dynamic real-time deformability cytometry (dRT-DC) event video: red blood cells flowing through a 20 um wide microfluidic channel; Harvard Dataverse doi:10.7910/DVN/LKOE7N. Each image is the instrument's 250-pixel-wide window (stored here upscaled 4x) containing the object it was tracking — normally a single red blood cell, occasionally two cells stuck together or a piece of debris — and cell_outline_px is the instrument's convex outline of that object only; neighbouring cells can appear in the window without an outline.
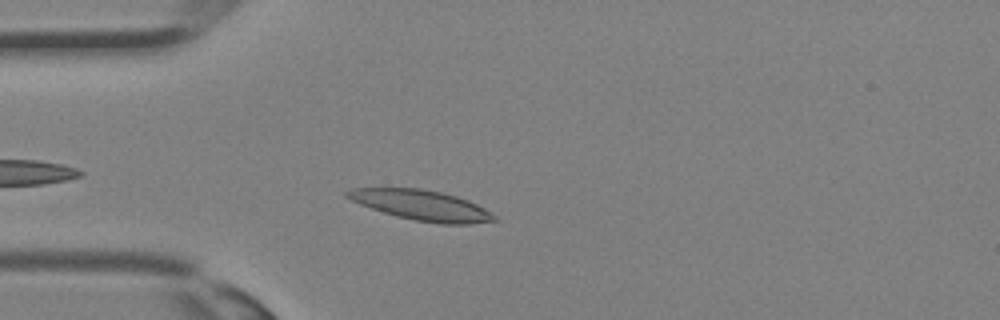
{"species": "Egyptian fruit bat (a non-hibernating species)", "species_latin": "Rousettus aegyptiacus", "temperature_condition": "room temperature", "stored_images_in_passage": 28, "camera_frame_rate_fps": 3000, "um_per_image_px": 0.085, "animal": {"sex": "female"}, "frame": {"image": 1, "passage_image": 3, "time_ms": 0.667, "image_size_px": [1000, 320], "cell_outline_px": [[500, 220], [468, 224], [440, 224], [416, 220], [396, 216], [360, 204], [344, 196], [344, 192], [352, 188], [420, 188], [440, 192], [456, 196], [468, 200], [484, 208], [496, 216]], "centroid_in_image_um": [35.84, 17.44], "position_along_channel_um": 49.2, "area_um2": 25.72}}
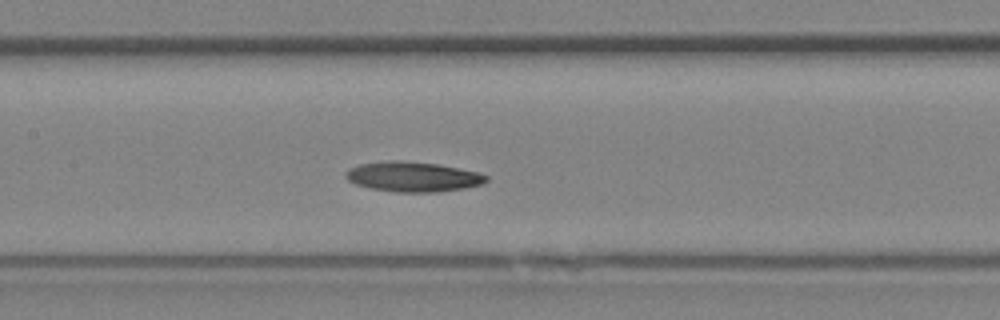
{"frame": {"image": 2, "passage_image": 10, "time_ms": 3.0, "image_size_px": [1000, 320], "cell_outline_px": [[488, 180], [480, 184], [464, 188], [436, 192], [396, 192], [372, 188], [356, 184], [348, 180], [344, 176], [344, 172], [348, 168], [360, 164], [392, 160], [400, 160], [436, 164], [480, 172], [488, 176]], "centroid_in_image_um": [35.08, 15.02], "position_along_channel_um": 172.3, "area_um2": 24.45}}
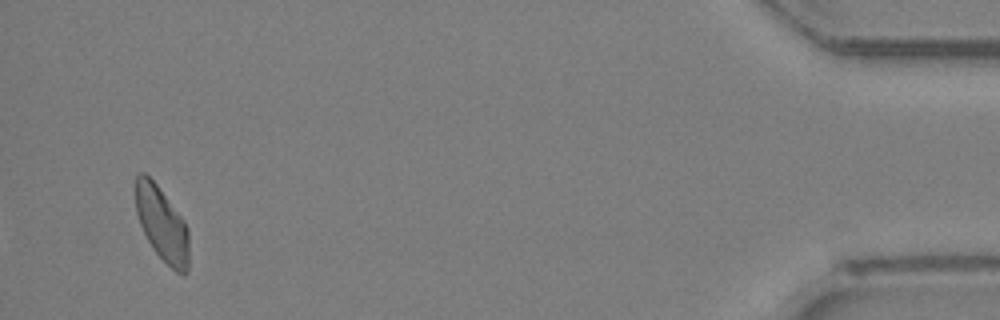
{"frame": {"image": 3, "passage_image": 27, "time_ms": 8.667, "image_size_px": [1000, 320], "cell_outline_px": [[188, 272], [176, 272], [152, 248], [140, 224], [136, 212], [136, 176], [140, 172], [144, 172], [156, 184], [184, 220], [188, 228]], "centroid_in_image_um": [13.77, 19.03], "position_along_channel_um": 421.4, "area_um2": 22.66}}